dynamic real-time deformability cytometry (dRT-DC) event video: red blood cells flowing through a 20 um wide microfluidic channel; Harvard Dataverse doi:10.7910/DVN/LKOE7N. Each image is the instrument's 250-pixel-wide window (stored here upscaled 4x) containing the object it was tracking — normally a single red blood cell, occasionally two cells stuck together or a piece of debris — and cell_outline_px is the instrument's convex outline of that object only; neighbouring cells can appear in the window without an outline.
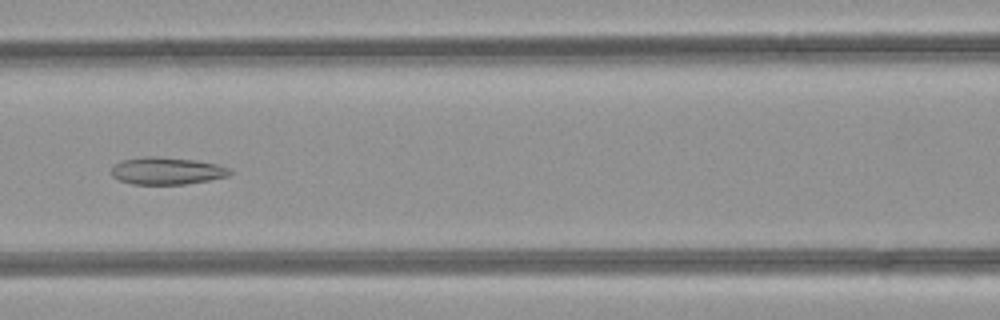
{"species": "common noctule bat (a hibernating species)", "species_latin": "Nyctalus noctula", "temperature_condition": "room temperature", "stored_images_in_passage": 41, "camera_frame_rate_fps": 3000, "um_per_image_px": 0.085, "animal": {"sex": "female", "body_mass_g": 21.9}, "frame": {"image": 1, "passage_image": 13, "time_ms": 4.0, "image_size_px": [1000, 320], "cell_outline_px": [[232, 172], [228, 176], [208, 180], [184, 184], [132, 184], [120, 180], [112, 176], [112, 164], [120, 160], [144, 156], [152, 156], [196, 160], [220, 164], [232, 168]], "centroid_in_image_um": [14.19, 14.51], "position_along_channel_um": 152.4, "area_um2": 19.02}}
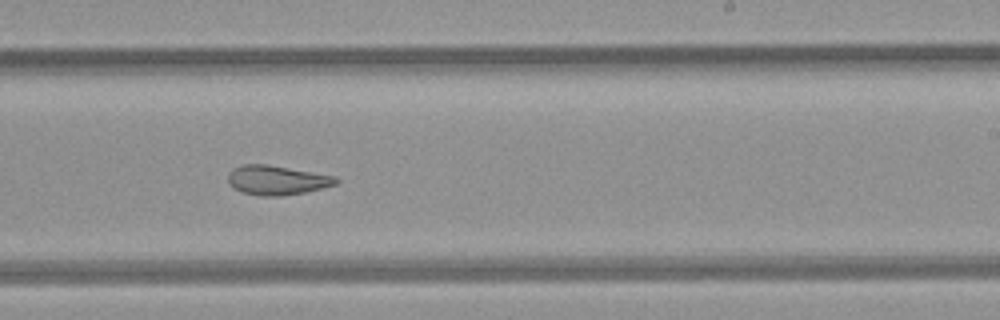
{"frame": {"image": 2, "passage_image": 21, "time_ms": 6.667, "image_size_px": [1000, 320], "cell_outline_px": [[340, 180], [336, 184], [308, 192], [280, 196], [256, 196], [244, 192], [228, 184], [228, 172], [232, 168], [244, 164], [264, 164], [336, 176]], "centroid_in_image_um": [23.53, 15.32], "position_along_channel_um": 265.5, "area_um2": 18.5}}
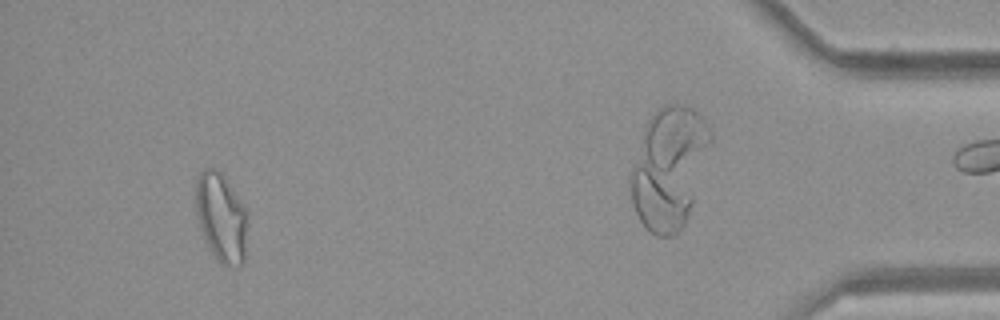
{"frame": {"image": 3, "passage_image": 37, "time_ms": 12.0, "image_size_px": [1000, 320], "cell_outline_px": [[248, 212], [244, 260], [240, 264], [220, 264], [212, 252], [200, 228], [196, 212], [196, 180], [200, 172], [204, 168], [212, 168], [220, 172], [244, 204]], "centroid_in_image_um": [18.81, 18.45], "position_along_channel_um": 416.4, "area_um2": 26.47}, "authors_computed_cell_mechanics": {"area_um2": 21.386, "velocity_mm_per_s": 4.2503, "shape_relaxation_time_tau1_ms": null, "shape_relaxation_time_tau2_ms": 2.5184, "deformation_change_tau1": null, "deformation_change_tau2": 0.1023}}